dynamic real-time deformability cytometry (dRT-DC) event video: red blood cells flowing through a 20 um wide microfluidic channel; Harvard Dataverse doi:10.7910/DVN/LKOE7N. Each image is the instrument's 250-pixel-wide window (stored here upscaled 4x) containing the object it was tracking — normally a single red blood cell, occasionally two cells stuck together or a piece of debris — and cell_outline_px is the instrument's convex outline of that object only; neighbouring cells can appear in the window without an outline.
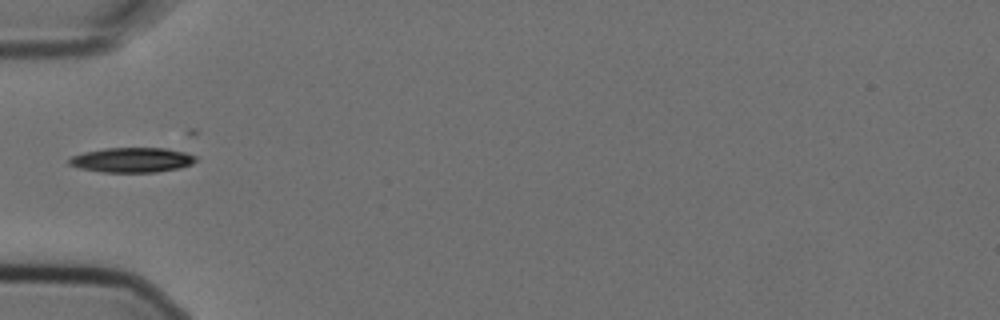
{"species": "Egyptian fruit bat (a non-hibernating species)", "species_latin": "Rousettus aegyptiacus", "temperature_condition": "cold", "stored_images_in_passage": 7, "camera_frame_rate_fps": 3000, "um_per_image_px": 0.085, "animal": {"sex": "female"}, "frame": {"image": 1, "passage_image": 4, "time_ms": 1.0, "image_size_px": [1000, 320], "cell_outline_px": [[196, 160], [192, 164], [180, 168], [156, 172], [100, 172], [80, 168], [68, 164], [68, 160], [72, 156], [84, 152], [104, 148], [164, 148], [184, 152], [196, 156]], "centroid_in_image_um": [11.21, 13.6], "position_along_channel_um": 73.8, "area_um2": 18.32}}
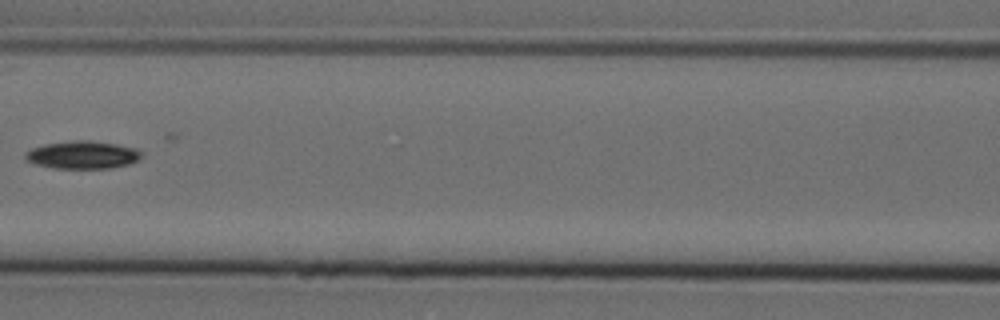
{"frame": {"image": 2, "passage_image": 6, "time_ms": 1.667, "image_size_px": [1000, 320], "cell_outline_px": [[140, 156], [136, 160], [128, 164], [108, 168], [52, 168], [36, 164], [28, 160], [24, 156], [24, 152], [32, 148], [44, 144], [72, 140], [92, 140], [116, 144], [136, 148], [140, 152]], "centroid_in_image_um": [6.97, 13.15], "position_along_channel_um": 159.6, "area_um2": 18.67}}
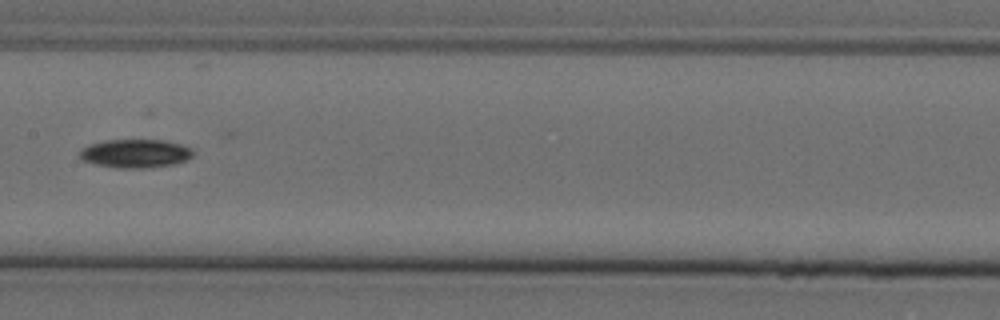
{"frame": {"image": 3, "passage_image": 7, "time_ms": 2.0, "image_size_px": [1000, 320], "cell_outline_px": [[192, 156], [184, 160], [172, 164], [144, 168], [116, 168], [96, 164], [80, 160], [80, 148], [88, 144], [104, 140], [164, 140], [180, 144], [192, 148]], "centroid_in_image_um": [11.44, 13.04], "position_along_channel_um": 196.0, "area_um2": 18.84}}